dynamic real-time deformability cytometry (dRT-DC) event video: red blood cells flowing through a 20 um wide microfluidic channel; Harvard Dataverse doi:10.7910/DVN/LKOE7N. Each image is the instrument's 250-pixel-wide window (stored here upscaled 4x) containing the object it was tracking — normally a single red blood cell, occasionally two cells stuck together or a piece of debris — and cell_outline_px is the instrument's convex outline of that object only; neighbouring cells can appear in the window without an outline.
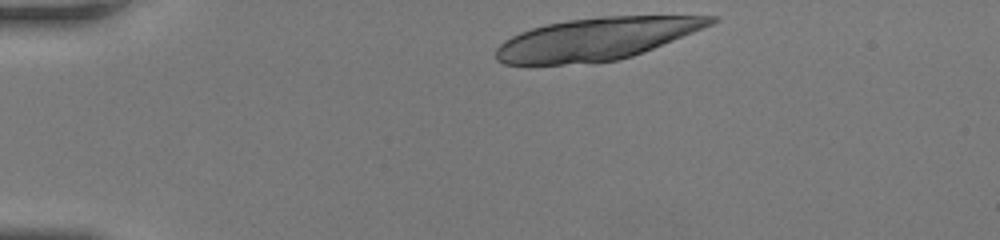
{"species": "human", "species_latin": "Homo sapiens", "temperature_condition": "room temperature", "stored_images_in_passage": 10, "camera_frame_rate_fps": 3000, "um_per_image_px": 0.085, "donor": {"sex": "female"}, "frame": {"image": 1, "passage_image": 1, "time_ms": 0.0, "image_size_px": [1000, 240], "cell_outline_px": [[720, 20], [712, 24], [644, 52], [620, 60], [564, 64], [504, 64], [496, 60], [496, 48], [504, 40], [520, 32], [532, 28], [548, 24], [568, 20], [600, 16], [720, 16]], "centroid_in_image_um": [50.68, 3.3], "position_along_channel_um": 34.3, "area_um2": 52.54}}